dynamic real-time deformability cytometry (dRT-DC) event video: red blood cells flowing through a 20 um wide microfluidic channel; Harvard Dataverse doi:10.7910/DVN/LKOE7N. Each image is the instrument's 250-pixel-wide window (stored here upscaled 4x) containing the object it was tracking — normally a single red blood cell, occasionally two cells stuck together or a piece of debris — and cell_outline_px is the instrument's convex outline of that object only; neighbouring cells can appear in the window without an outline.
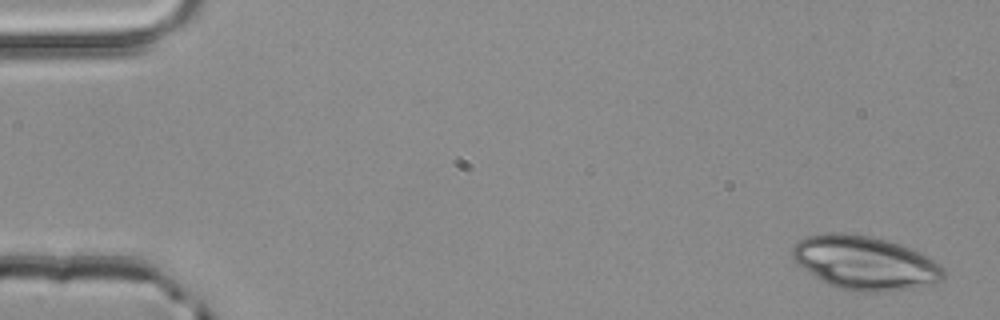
{"species": "common noctule bat (a hibernating species)", "species_latin": "Nyctalus noctula", "temperature_condition": "room temperature", "stored_images_in_passage": 4, "camera_frame_rate_fps": 3000, "um_per_image_px": 0.085, "animal": {"sex": "male", "body_mass_g": 20.4}, "frame": {"image": 1, "passage_image": 1, "time_ms": 0.0, "image_size_px": [1000, 320], "cell_outline_px": [[944, 280], [932, 284], [912, 288], [884, 292], [856, 292], [836, 288], [828, 284], [792, 260], [792, 248], [804, 236], [828, 232], [840, 232], [868, 236], [900, 244], [912, 248], [928, 256], [940, 264], [944, 268]], "centroid_in_image_um": [73.54, 22.35], "position_along_channel_um": 11.5, "area_um2": 47.51}}